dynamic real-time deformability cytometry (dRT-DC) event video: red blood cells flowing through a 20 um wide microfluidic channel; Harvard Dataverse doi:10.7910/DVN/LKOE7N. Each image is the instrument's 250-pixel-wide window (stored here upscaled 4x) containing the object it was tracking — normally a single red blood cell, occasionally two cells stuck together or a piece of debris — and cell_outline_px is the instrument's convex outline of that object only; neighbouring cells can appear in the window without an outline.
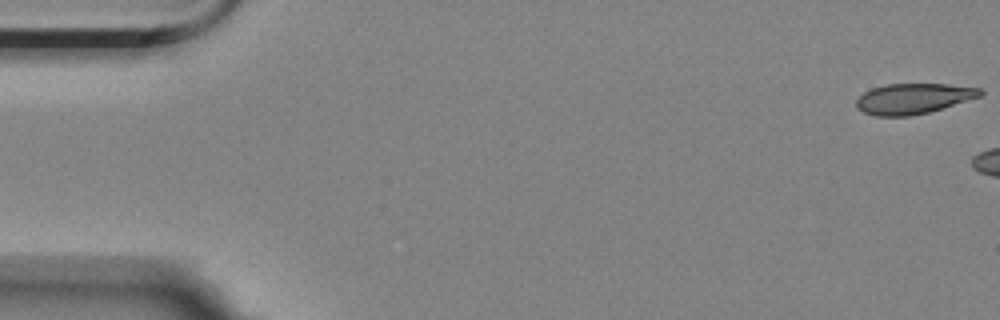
{"species": "Egyptian fruit bat (a non-hibernating species)", "species_latin": "Rousettus aegyptiacus", "temperature_condition": "room temperature", "stored_images_in_passage": 6, "camera_frame_rate_fps": 3000, "um_per_image_px": 0.085, "animal": {"sex": "female"}, "frame": {"image": 1, "passage_image": 1, "time_ms": 0.0, "image_size_px": [1000, 320], "cell_outline_px": [[984, 92], [980, 96], [928, 112], [908, 116], [876, 116], [864, 112], [856, 108], [856, 100], [864, 92], [872, 88], [888, 84], [948, 84], [980, 88]], "centroid_in_image_um": [77.6, 8.38], "position_along_channel_um": 7.4, "area_um2": 21.73}}
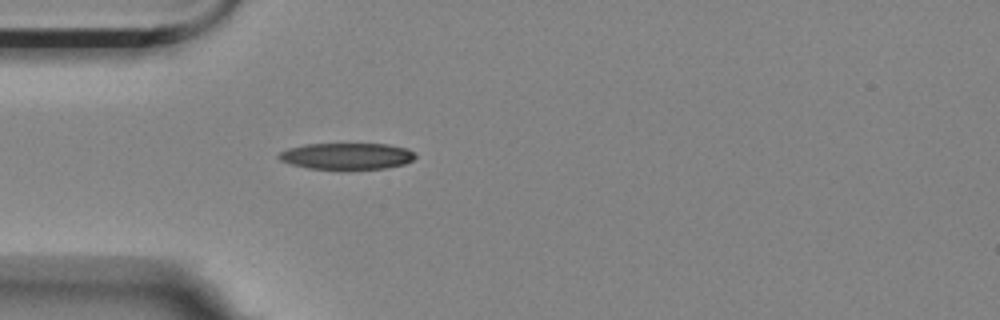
{"frame": {"image": 2, "passage_image": 6, "time_ms": 1.667, "image_size_px": [1000, 320], "cell_outline_px": [[416, 156], [412, 160], [404, 164], [384, 168], [308, 168], [292, 164], [280, 160], [276, 156], [280, 152], [288, 148], [304, 144], [388, 144], [408, 148], [416, 152]], "centroid_in_image_um": [29.5, 13.25], "position_along_channel_um": 55.5, "area_um2": 20.81}}